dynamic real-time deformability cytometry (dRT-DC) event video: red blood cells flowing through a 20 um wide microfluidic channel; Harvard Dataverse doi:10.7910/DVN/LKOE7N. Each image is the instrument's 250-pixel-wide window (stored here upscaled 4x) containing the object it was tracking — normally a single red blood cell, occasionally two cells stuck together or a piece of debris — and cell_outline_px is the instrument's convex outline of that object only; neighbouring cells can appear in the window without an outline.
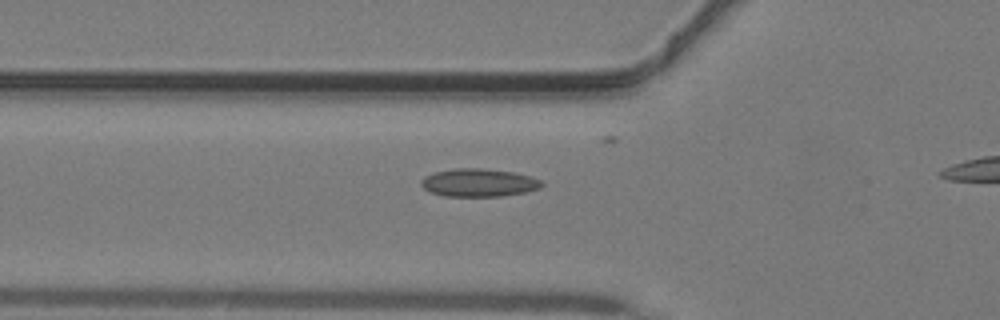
{"species": "common noctule bat (a hibernating species)", "species_latin": "Nyctalus noctula", "temperature_condition": "warm", "stored_images_in_passage": 23, "camera_frame_rate_fps": 3000, "um_per_image_px": 0.085, "animal": {"sex": "male", "body_mass_g": 19.2, "forearm_length_mm": 51.8}, "frame": {"image": 1, "passage_image": 2, "time_ms": 0.333, "image_size_px": [1000, 320], "cell_outline_px": [[544, 184], [540, 188], [524, 192], [504, 196], [444, 196], [428, 192], [420, 184], [420, 180], [424, 176], [432, 172], [456, 168], [480, 168], [512, 172], [528, 176], [540, 180]], "centroid_in_image_um": [40.63, 15.53], "position_along_channel_um": 85.2, "area_um2": 19.71}}
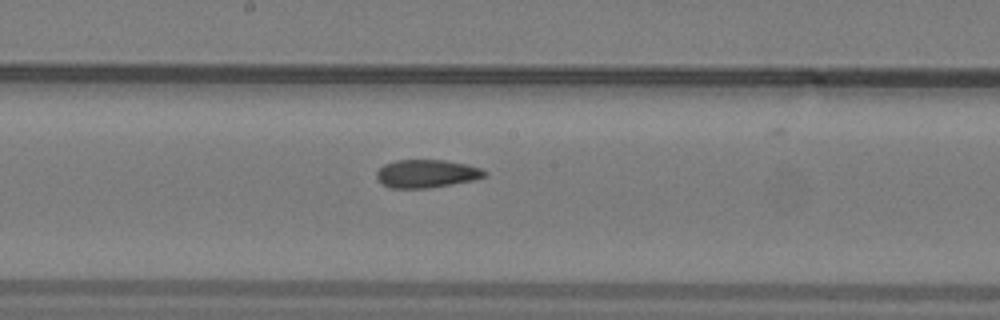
{"frame": {"image": 2, "passage_image": 10, "time_ms": 3.0, "image_size_px": [1000, 320], "cell_outline_px": [[488, 176], [472, 180], [452, 184], [428, 188], [392, 188], [380, 184], [376, 180], [376, 172], [384, 164], [396, 160], [444, 160], [468, 164], [480, 168], [488, 172]], "centroid_in_image_um": [36.25, 14.76], "position_along_channel_um": 212.0, "area_um2": 17.86}}
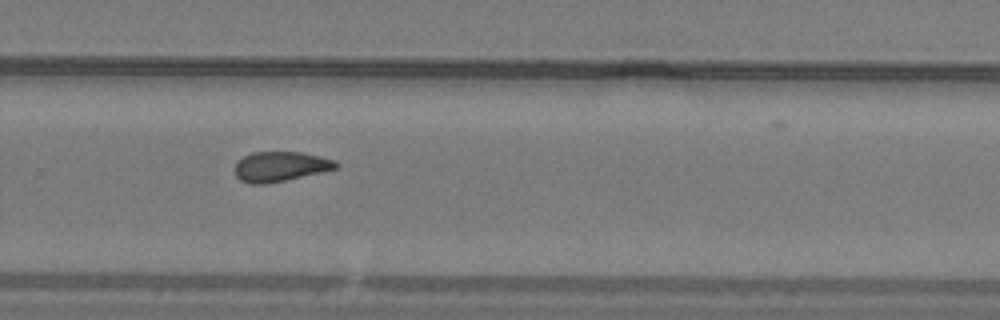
{"frame": {"image": 3, "passage_image": 16, "time_ms": 5.0, "image_size_px": [1000, 320], "cell_outline_px": [[340, 164], [336, 168], [320, 172], [268, 184], [248, 184], [240, 180], [236, 176], [236, 160], [252, 152], [304, 152], [320, 156], [332, 160]], "centroid_in_image_um": [23.79, 14.15], "position_along_channel_um": 306.0, "area_um2": 17.57}}